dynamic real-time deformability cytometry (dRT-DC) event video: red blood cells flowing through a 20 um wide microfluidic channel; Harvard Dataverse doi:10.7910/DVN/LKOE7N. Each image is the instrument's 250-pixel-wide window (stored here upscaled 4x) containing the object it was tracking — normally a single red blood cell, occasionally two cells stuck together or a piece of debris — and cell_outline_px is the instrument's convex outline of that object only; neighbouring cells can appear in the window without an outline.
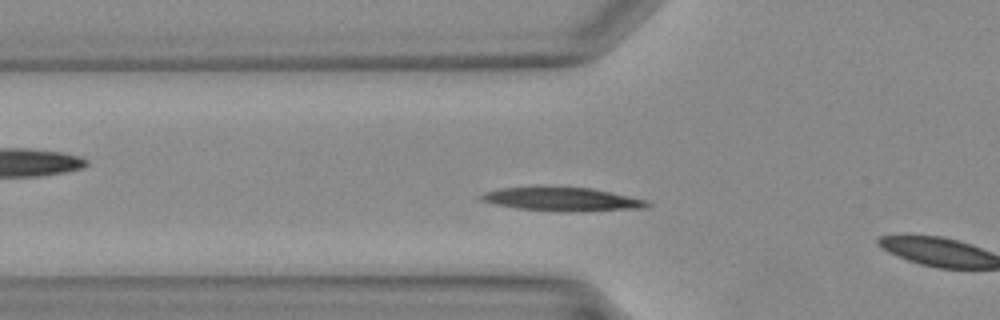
{"species": "Egyptian fruit bat (a non-hibernating species)", "species_latin": "Rousettus aegyptiacus", "temperature_condition": "warm", "stored_images_in_passage": 7, "camera_frame_rate_fps": 3000, "um_per_image_px": 0.085, "animal": {"sex": "female"}, "frame": {"image": 1, "passage_image": 6, "time_ms": 1.667, "image_size_px": [1000, 320], "cell_outline_px": [[652, 204], [648, 208], [580, 212], [568, 212], [516, 208], [496, 204], [480, 200], [480, 196], [484, 192], [504, 188], [588, 188], [608, 192], [644, 200]], "centroid_in_image_um": [47.82, 16.97], "position_along_channel_um": 78.0, "area_um2": 22.25}}